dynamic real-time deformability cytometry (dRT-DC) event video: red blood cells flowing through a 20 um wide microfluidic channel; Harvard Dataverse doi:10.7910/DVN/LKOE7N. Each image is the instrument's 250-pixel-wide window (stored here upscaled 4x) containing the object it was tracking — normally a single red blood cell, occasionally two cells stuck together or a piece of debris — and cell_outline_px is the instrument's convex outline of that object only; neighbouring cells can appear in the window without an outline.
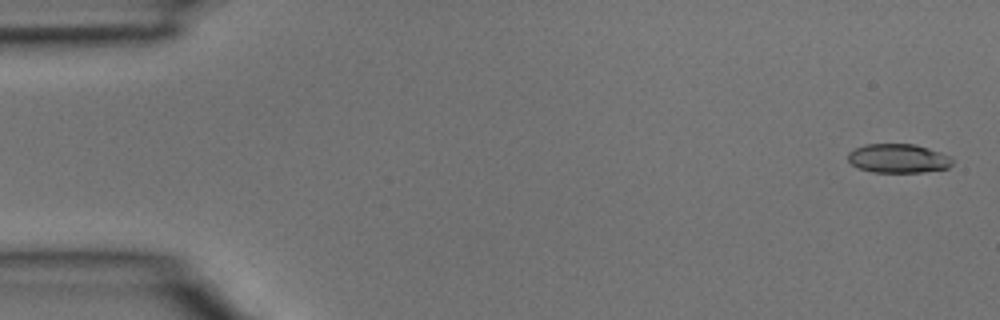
{"species": "common noctule bat (a hibernating species)", "species_latin": "Nyctalus noctula", "temperature_condition": "room temperature", "stored_images_in_passage": 3, "segment_of_instrument_passage": [2, 2], "camera_frame_rate_fps": 3000, "um_per_image_px": 0.085, "animal": {"sex": "male", "body_mass_g": 15.6}, "frame": {"image": 1, "passage_image": 3, "time_ms": 0.667, "image_size_px": [1000, 320], "cell_outline_px": [[952, 164], [948, 168], [924, 172], [872, 172], [860, 168], [852, 164], [848, 160], [848, 152], [864, 144], [916, 144], [952, 156]], "centroid_in_image_um": [76.37, 13.46], "position_along_channel_um": 8.6, "area_um2": 17.69}}